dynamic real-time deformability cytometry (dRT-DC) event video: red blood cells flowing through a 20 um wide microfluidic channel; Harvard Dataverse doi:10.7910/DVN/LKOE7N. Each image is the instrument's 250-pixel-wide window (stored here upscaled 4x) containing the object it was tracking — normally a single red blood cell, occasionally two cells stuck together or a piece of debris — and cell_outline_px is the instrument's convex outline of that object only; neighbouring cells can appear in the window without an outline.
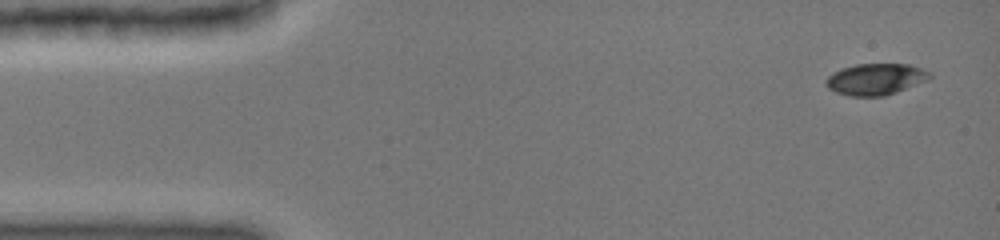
{"species": "common noctule bat (a hibernating species)", "species_latin": "Nyctalus noctula", "temperature_condition": "cold", "stored_images_in_passage": 18, "camera_frame_rate_fps": 3000, "um_per_image_px": 0.085, "animal": {"sex": "female", "body_mass_g": 19.0, "forearm_length_mm": 51.5}, "frame": {"image": 1, "passage_image": 1, "time_ms": 0.0, "image_size_px": [1000, 240], "cell_outline_px": [[932, 76], [924, 80], [896, 92], [884, 96], [848, 96], [836, 92], [828, 88], [828, 76], [832, 72], [840, 68], [856, 64], [908, 64], [932, 72]], "centroid_in_image_um": [74.4, 6.72], "position_along_channel_um": 10.6, "area_um2": 18.73}}
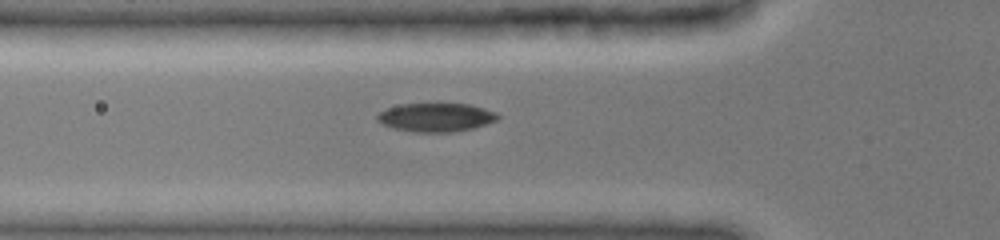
{"frame": {"image": 2, "passage_image": 10, "time_ms": 4.667, "image_size_px": [1000, 240], "cell_outline_px": [[500, 116], [496, 120], [472, 128], [452, 132], [412, 132], [392, 128], [380, 124], [376, 120], [376, 116], [380, 112], [388, 108], [400, 104], [468, 104], [484, 108], [496, 112]], "centroid_in_image_um": [37.01, 9.98], "position_along_channel_um": 88.8, "area_um2": 20.06}}
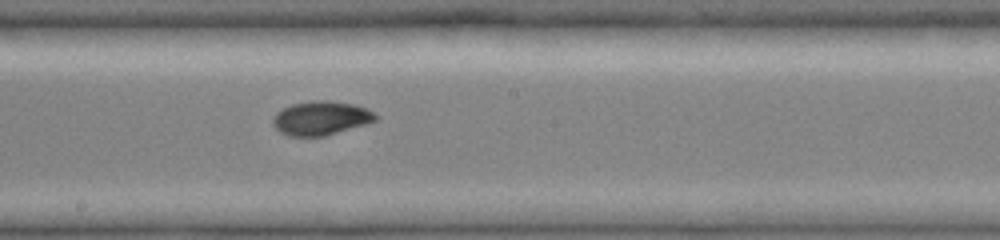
{"frame": {"image": 3, "passage_image": 18, "time_ms": 8.0, "image_size_px": [1000, 240], "cell_outline_px": [[380, 116], [376, 120], [368, 124], [324, 136], [288, 136], [280, 132], [272, 124], [272, 116], [276, 112], [292, 104], [312, 100], [328, 100], [352, 104], [368, 108]], "centroid_in_image_um": [27.3, 10.04], "position_along_channel_um": 220.9, "area_um2": 20.58}}